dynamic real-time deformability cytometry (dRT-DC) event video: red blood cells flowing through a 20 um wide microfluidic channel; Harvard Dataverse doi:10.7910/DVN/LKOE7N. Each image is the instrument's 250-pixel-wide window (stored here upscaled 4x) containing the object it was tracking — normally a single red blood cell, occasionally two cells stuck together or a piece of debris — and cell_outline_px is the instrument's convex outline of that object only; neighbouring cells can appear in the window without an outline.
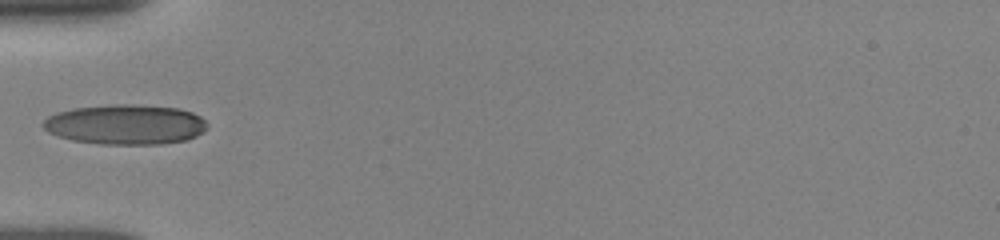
{"species": "human", "species_latin": "Homo sapiens", "temperature_condition": "room temperature", "stored_images_in_passage": 9, "camera_frame_rate_fps": 3000, "um_per_image_px": 0.085, "donor": {"sex": "female"}, "frame": {"image": 1, "passage_image": 1, "time_ms": 0.0, "image_size_px": [1000, 240], "cell_outline_px": [[208, 128], [204, 132], [188, 140], [160, 144], [100, 144], [72, 140], [48, 132], [40, 124], [48, 116], [56, 112], [72, 108], [112, 104], [132, 104], [180, 108], [192, 112], [200, 116], [208, 124]], "centroid_in_image_um": [10.68, 10.57], "position_along_channel_um": 74.3, "area_um2": 38.61}}
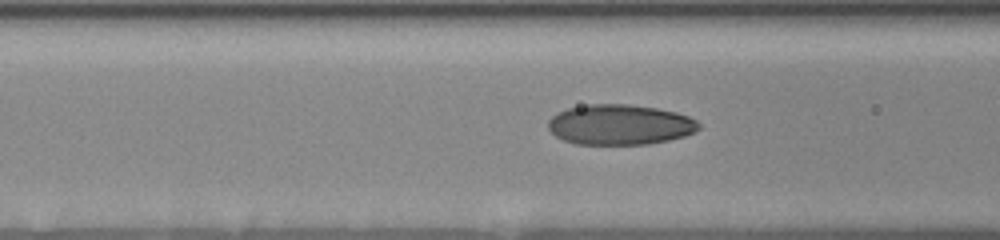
{"frame": {"image": 2, "passage_image": 5, "time_ms": 1.0, "image_size_px": [1000, 240], "cell_outline_px": [[700, 128], [684, 136], [668, 140], [648, 144], [576, 144], [564, 140], [556, 136], [548, 128], [548, 120], [552, 116], [568, 108], [588, 104], [628, 104], [656, 108], [676, 112], [688, 116], [696, 120], [700, 124]], "centroid_in_image_um": [52.69, 10.59], "position_along_channel_um": 113.9, "area_um2": 35.26}}
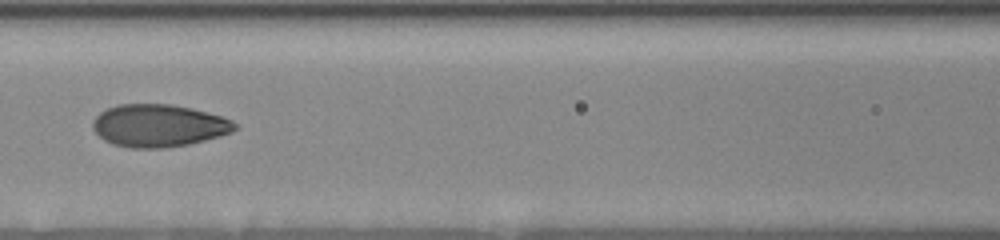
{"frame": {"image": 3, "passage_image": 8, "time_ms": 2.0, "image_size_px": [1000, 240], "cell_outline_px": [[240, 128], [232, 132], [220, 136], [188, 144], [160, 148], [132, 148], [112, 144], [104, 140], [92, 128], [92, 120], [100, 112], [116, 104], [168, 104], [192, 108], [220, 116], [232, 120]], "centroid_in_image_um": [13.48, 10.67], "position_along_channel_um": 153.1, "area_um2": 35.2}}